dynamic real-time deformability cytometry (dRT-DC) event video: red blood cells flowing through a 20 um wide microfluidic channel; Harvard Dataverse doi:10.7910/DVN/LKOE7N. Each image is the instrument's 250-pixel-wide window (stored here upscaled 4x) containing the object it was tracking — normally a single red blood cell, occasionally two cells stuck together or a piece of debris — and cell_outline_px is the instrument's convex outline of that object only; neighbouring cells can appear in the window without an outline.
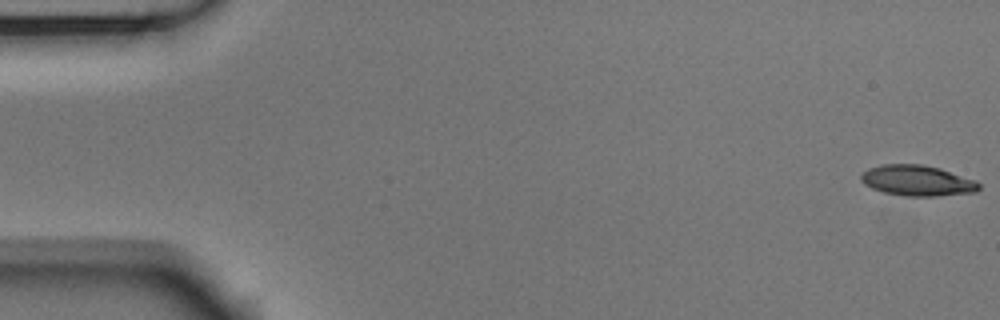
{"species": "Egyptian fruit bat (a non-hibernating species)", "species_latin": "Rousettus aegyptiacus", "temperature_condition": "room temperature", "stored_images_in_passage": 17, "camera_frame_rate_fps": 3000, "um_per_image_px": 0.085, "animal": {"sex": "male"}, "frame": {"image": 1, "passage_image": 1, "time_ms": 0.0, "image_size_px": [1000, 320], "cell_outline_px": [[980, 188], [976, 192], [936, 196], [904, 196], [884, 192], [872, 188], [864, 184], [860, 180], [860, 176], [868, 168], [884, 164], [920, 164], [940, 168], [976, 180], [980, 184]], "centroid_in_image_um": [77.98, 15.35], "position_along_channel_um": 7.0, "area_um2": 21.1}}
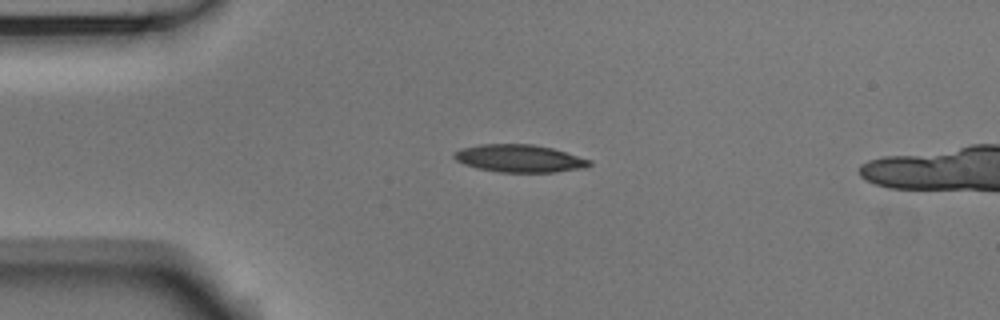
{"frame": {"image": 2, "passage_image": 13, "time_ms": 4.0, "image_size_px": [1000, 320], "cell_outline_px": [[592, 164], [588, 168], [556, 172], [500, 172], [476, 168], [464, 164], [456, 160], [452, 156], [452, 152], [460, 148], [480, 144], [532, 144], [552, 148], [592, 160]], "centroid_in_image_um": [44.15, 13.47], "position_along_channel_um": 40.9, "area_um2": 22.02}}